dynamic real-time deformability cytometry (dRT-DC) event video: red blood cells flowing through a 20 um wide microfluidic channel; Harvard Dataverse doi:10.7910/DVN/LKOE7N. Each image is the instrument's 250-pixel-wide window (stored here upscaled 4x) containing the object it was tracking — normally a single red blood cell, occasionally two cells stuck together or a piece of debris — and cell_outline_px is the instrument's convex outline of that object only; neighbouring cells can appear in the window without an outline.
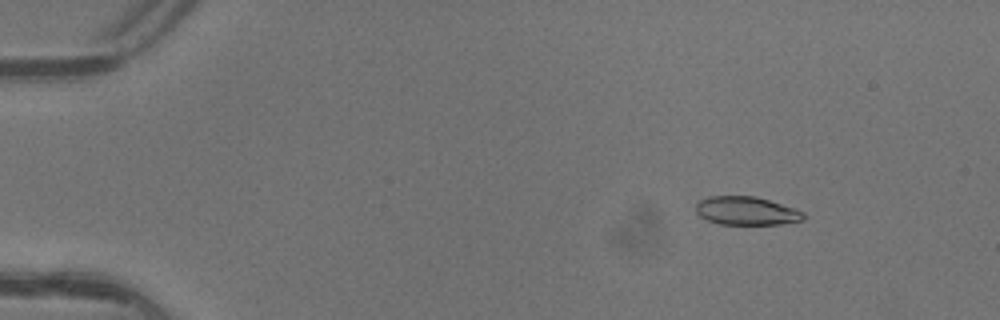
{"species": "common noctule bat (a hibernating species)", "species_latin": "Nyctalus noctula", "temperature_condition": "warm", "stored_images_in_passage": 5, "camera_frame_rate_fps": 3000, "um_per_image_px": 0.085, "animal": {"sex": "female"}, "frame": {"image": 1, "passage_image": 3, "time_ms": 0.667, "image_size_px": [1000, 320], "cell_outline_px": [[808, 216], [804, 220], [780, 224], [720, 224], [708, 220], [700, 216], [696, 212], [696, 204], [700, 200], [708, 196], [756, 196], [804, 212]], "centroid_in_image_um": [63.45, 17.92], "position_along_channel_um": 21.6, "area_um2": 17.74}}
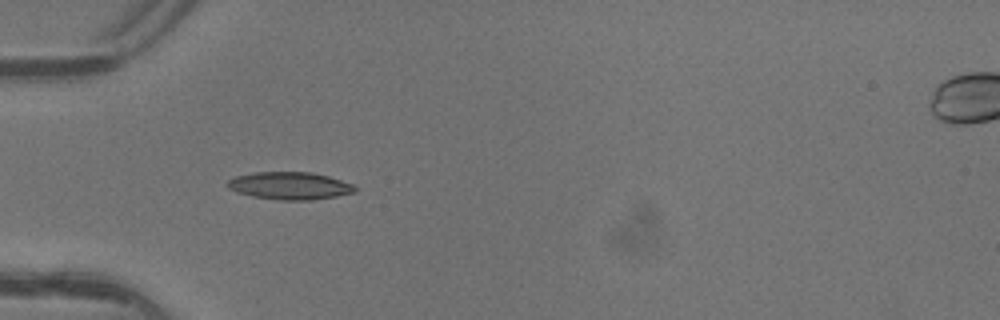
{"frame": {"image": 2, "passage_image": 5, "time_ms": 1.333, "image_size_px": [1000, 320], "cell_outline_px": [[356, 192], [336, 196], [312, 200], [280, 200], [252, 196], [236, 192], [228, 188], [224, 184], [228, 180], [236, 176], [256, 172], [312, 172], [328, 176], [352, 184], [356, 188]], "centroid_in_image_um": [24.6, 15.79], "position_along_channel_um": 60.4, "area_um2": 20.46}}